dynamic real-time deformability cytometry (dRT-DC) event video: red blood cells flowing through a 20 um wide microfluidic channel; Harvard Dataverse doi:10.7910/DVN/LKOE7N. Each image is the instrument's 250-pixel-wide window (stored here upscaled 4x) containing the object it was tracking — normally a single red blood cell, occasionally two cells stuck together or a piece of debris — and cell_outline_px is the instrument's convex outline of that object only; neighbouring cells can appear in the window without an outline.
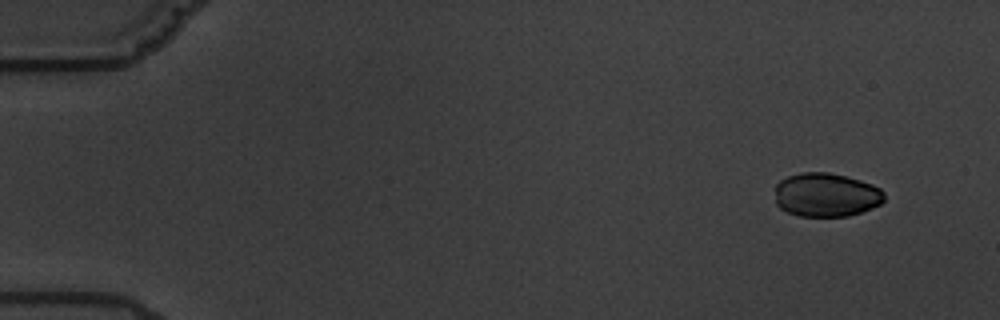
{"species": "common noctule bat (a hibernating species)", "species_latin": "Nyctalus noctula", "temperature_condition": "warm", "stored_images_in_passage": 6, "camera_frame_rate_fps": 3000, "um_per_image_px": 0.085, "animal": {"sex": "male", "body_mass_g": 19.5, "forearm_length_mm": 54.6}, "frame": {"image": 1, "passage_image": 2, "time_ms": 1.0, "image_size_px": [1000, 320], "cell_outline_px": [[884, 200], [880, 204], [872, 208], [848, 216], [800, 216], [788, 212], [780, 208], [776, 204], [776, 184], [780, 180], [788, 176], [800, 172], [828, 172], [860, 180], [872, 184], [880, 188], [884, 192]], "centroid_in_image_um": [70.22, 16.56], "position_along_channel_um": 14.8, "area_um2": 27.92}}